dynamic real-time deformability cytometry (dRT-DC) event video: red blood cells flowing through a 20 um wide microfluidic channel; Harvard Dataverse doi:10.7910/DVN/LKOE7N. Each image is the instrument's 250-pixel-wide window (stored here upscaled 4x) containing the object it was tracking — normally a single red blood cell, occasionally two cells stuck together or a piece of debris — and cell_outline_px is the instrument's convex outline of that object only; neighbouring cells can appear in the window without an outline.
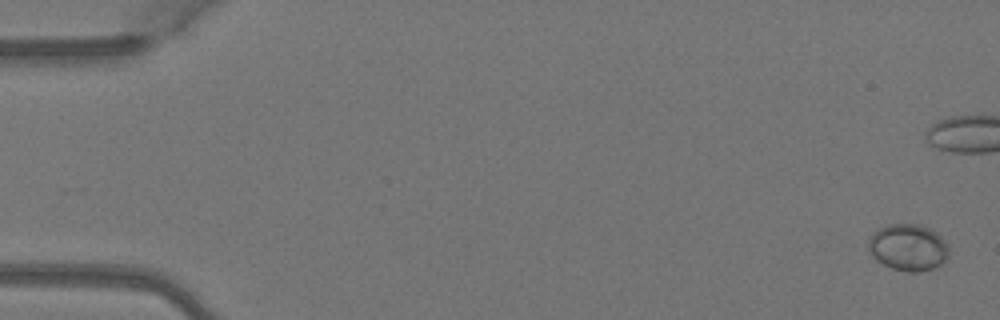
{"species": "Egyptian fruit bat (a non-hibernating species)", "species_latin": "Rousettus aegyptiacus", "temperature_condition": "warm", "stored_images_in_passage": 5, "camera_frame_rate_fps": 3000, "um_per_image_px": 0.085, "animal": {"sex": "female"}, "frame": {"image": 1, "passage_image": 1, "time_ms": 0.0, "image_size_px": [1000, 320], "cell_outline_px": [[948, 260], [932, 268], [920, 272], [908, 272], [892, 268], [876, 260], [872, 256], [868, 248], [868, 240], [872, 232], [888, 224], [916, 224], [928, 228], [936, 232], [948, 244]], "centroid_in_image_um": [77.19, 21.03], "position_along_channel_um": 7.8, "area_um2": 21.96}}